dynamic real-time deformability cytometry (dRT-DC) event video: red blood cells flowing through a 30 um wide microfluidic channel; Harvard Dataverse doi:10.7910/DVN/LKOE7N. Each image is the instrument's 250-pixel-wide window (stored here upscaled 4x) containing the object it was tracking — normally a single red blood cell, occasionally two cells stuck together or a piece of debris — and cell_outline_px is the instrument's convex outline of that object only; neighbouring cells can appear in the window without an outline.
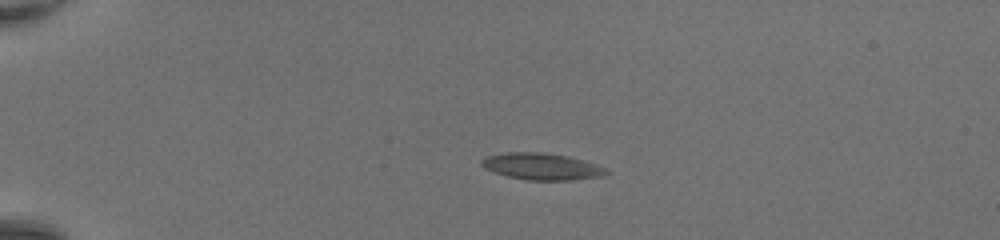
{"species": "common noctule bat (a hibernating species)", "species_latin": "Nyctalus noctula", "temperature_condition": "room temperature", "stored_images_in_passage": 37, "camera_frame_rate_fps": 3000, "um_per_image_px": 0.085, "animal": {"sex": "female", "body_mass_g": 20.0, "forearm_length_mm": 54.0}, "frame": {"image": 1, "passage_image": 1, "time_ms": 0.0, "image_size_px": [1000, 240], "cell_outline_px": [[608, 172], [604, 176], [572, 180], [528, 180], [508, 176], [484, 168], [480, 164], [480, 160], [488, 156], [504, 152], [544, 152], [568, 156], [604, 168]], "centroid_in_image_um": [46.0, 14.15], "position_along_channel_um": 39.0, "area_um2": 19.13}}
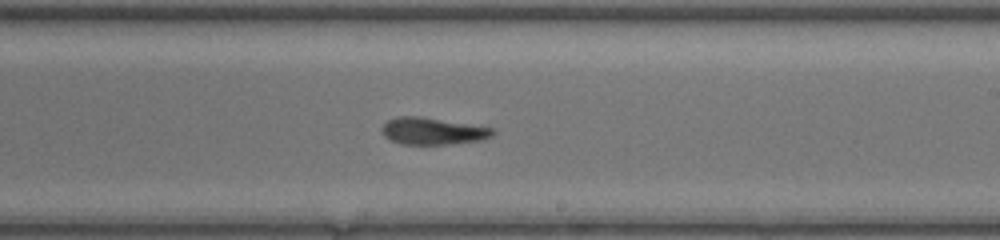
{"frame": {"image": 2, "passage_image": 20, "time_ms": 6.333, "image_size_px": [1000, 240], "cell_outline_px": [[496, 132], [492, 136], [480, 140], [452, 144], [404, 144], [392, 140], [384, 136], [380, 128], [388, 120], [396, 116], [420, 116], [492, 128]], "centroid_in_image_um": [36.76, 11.14], "position_along_channel_um": 252.2, "area_um2": 17.28}}
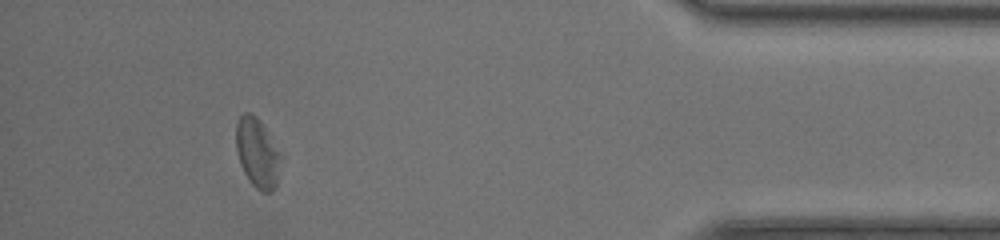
{"frame": {"image": 3, "passage_image": 34, "time_ms": 11.0, "image_size_px": [1000, 240], "cell_outline_px": [[280, 156], [276, 184], [272, 192], [260, 192], [252, 184], [244, 172], [240, 164], [236, 148], [236, 124], [240, 116], [244, 112], [252, 112], [260, 120]], "centroid_in_image_um": [21.83, 12.99], "position_along_channel_um": 413.4, "area_um2": 17.63}, "authors_computed_cell_mechanics": {"area_um2": 18.3226, "velocity_mm_per_s": 4.3783, "shape_relaxation_time_tau1_ms": 5.3684, "shape_relaxation_time_tau2_ms": 1.9237, "deformation_change_tau1": 0.155, "deformation_change_tau2": 0.093}}